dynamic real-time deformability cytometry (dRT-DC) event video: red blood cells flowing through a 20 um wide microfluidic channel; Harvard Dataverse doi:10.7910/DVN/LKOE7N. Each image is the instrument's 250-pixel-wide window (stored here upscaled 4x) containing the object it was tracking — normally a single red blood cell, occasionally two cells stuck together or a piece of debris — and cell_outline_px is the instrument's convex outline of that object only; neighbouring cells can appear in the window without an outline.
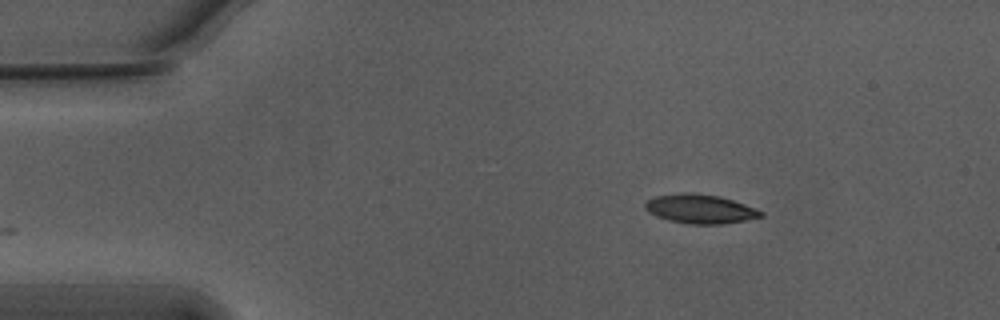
{"species": "Egyptian fruit bat (a non-hibernating species)", "species_latin": "Rousettus aegyptiacus", "temperature_condition": "warm", "stored_images_in_passage": 47, "camera_frame_rate_fps": 3000, "um_per_image_px": 0.085, "animal": {"sex": "male"}, "frame": {"image": 1, "passage_image": 1, "time_ms": 0.0, "image_size_px": [1000, 320], "cell_outline_px": [[764, 216], [744, 220], [720, 224], [692, 224], [668, 220], [656, 216], [648, 212], [644, 208], [644, 204], [652, 196], [684, 192], [692, 192], [720, 196], [756, 208], [764, 212]], "centroid_in_image_um": [59.48, 17.74], "position_along_channel_um": 25.5, "area_um2": 19.71}}
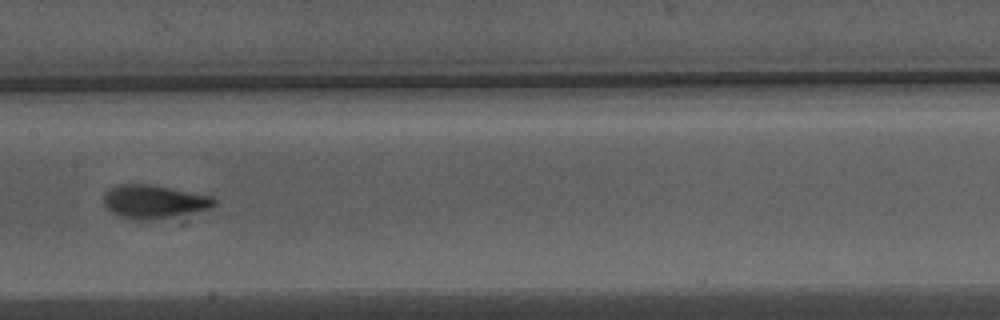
{"frame": {"image": 2, "passage_image": 20, "time_ms": 6.333, "image_size_px": [1000, 320], "cell_outline_px": [[216, 204], [208, 208], [192, 212], [152, 220], [128, 220], [116, 216], [104, 204], [104, 196], [108, 188], [120, 184], [144, 184], [168, 188], [212, 196], [216, 200]], "centroid_in_image_um": [13.02, 17.15], "position_along_channel_um": 194.4, "area_um2": 21.27}}
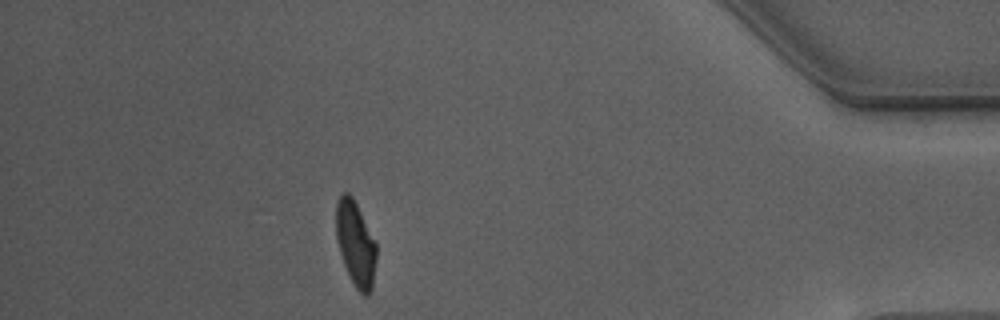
{"frame": {"image": 3, "passage_image": 41, "time_ms": 13.333, "image_size_px": [1000, 320], "cell_outline_px": [[376, 260], [372, 288], [368, 296], [364, 296], [356, 288], [344, 264], [336, 240], [336, 204], [340, 196], [344, 192], [348, 192], [352, 196], [376, 244]], "centroid_in_image_um": [30.22, 20.73], "position_along_channel_um": 405.0, "area_um2": 19.59}, "authors_computed_cell_mechanics": {"area_um2": 20.2878, "velocity_mm_per_s": 3.7461, "shape_relaxation_time_tau1_ms": 4.3258, "shape_relaxation_time_tau2_ms": 1.0247, "deformation_change_tau1": 0.1803, "deformation_change_tau2": 0.0742}}